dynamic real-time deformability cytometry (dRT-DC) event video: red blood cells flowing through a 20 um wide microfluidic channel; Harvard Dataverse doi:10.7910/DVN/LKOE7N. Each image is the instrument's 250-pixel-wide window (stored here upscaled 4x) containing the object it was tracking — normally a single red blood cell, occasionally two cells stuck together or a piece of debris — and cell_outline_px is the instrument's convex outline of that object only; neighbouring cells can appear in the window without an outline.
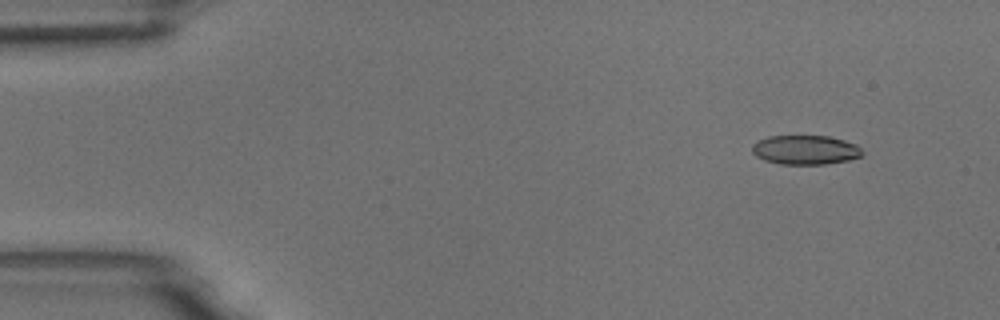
{"species": "common noctule bat (a hibernating species)", "species_latin": "Nyctalus noctula", "temperature_condition": "room temperature", "stored_images_in_passage": 5, "camera_frame_rate_fps": 3000, "um_per_image_px": 0.085, "animal": {"sex": "male", "body_mass_g": 18.8}, "frame": {"image": 1, "passage_image": 2, "time_ms": 0.333, "image_size_px": [1000, 320], "cell_outline_px": [[864, 156], [848, 160], [824, 164], [780, 164], [764, 160], [756, 156], [752, 152], [752, 144], [756, 140], [768, 136], [828, 136], [844, 140], [856, 144], [864, 152]], "centroid_in_image_um": [68.45, 12.74], "position_along_channel_um": 16.6, "area_um2": 18.96}}
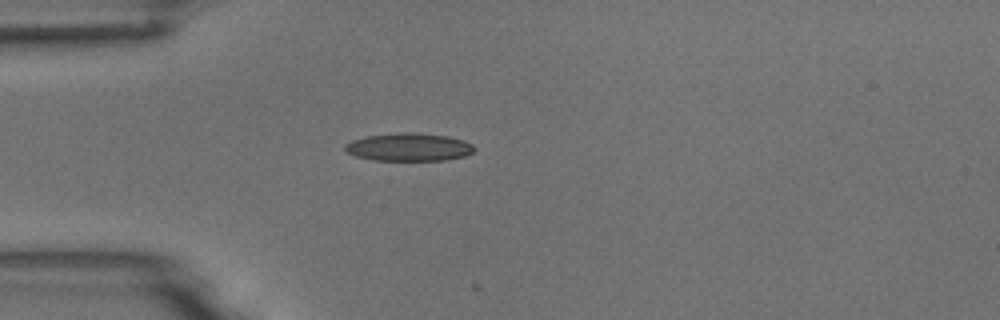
{"frame": {"image": 2, "passage_image": 5, "time_ms": 1.333, "image_size_px": [1000, 320], "cell_outline_px": [[476, 148], [472, 152], [464, 156], [448, 160], [372, 160], [356, 156], [344, 152], [344, 144], [352, 140], [364, 136], [400, 132], [412, 132], [448, 136], [464, 140], [472, 144]], "centroid_in_image_um": [34.72, 12.5], "position_along_channel_um": 50.3, "area_um2": 21.27}}